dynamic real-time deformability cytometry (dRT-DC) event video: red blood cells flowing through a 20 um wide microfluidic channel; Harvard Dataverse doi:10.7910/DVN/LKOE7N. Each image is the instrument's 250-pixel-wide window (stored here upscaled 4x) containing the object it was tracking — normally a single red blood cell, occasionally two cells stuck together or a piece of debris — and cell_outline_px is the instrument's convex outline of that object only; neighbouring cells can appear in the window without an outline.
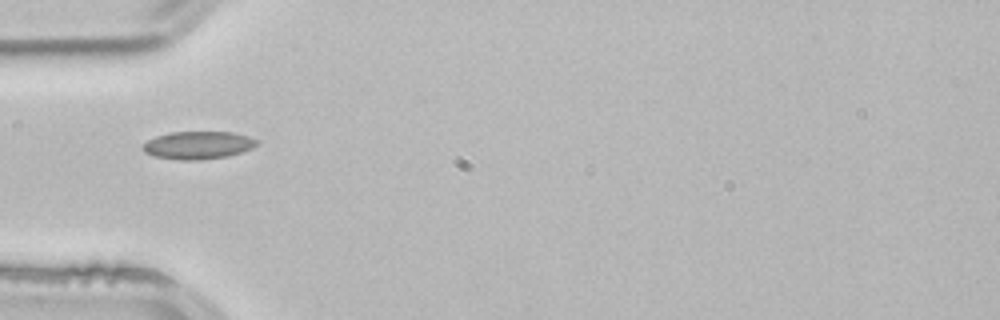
{"species": "common noctule bat (a hibernating species)", "species_latin": "Nyctalus noctula", "temperature_condition": "room temperature", "stored_images_in_passage": 1, "camera_frame_rate_fps": 3000, "um_per_image_px": 0.085, "animal": {"sex": "male", "body_mass_g": 21.5, "forearm_length_mm": 52.0}, "frame": {"image": 1, "passage_image": 1, "time_ms": 0.0, "image_size_px": [1000, 320], "cell_outline_px": [[260, 140], [252, 148], [228, 156], [200, 160], [180, 160], [152, 156], [144, 152], [140, 148], [148, 140], [156, 136], [172, 132], [232, 132], [248, 136]], "centroid_in_image_um": [16.81, 12.34], "position_along_channel_um": 68.2, "area_um2": 18.5}}